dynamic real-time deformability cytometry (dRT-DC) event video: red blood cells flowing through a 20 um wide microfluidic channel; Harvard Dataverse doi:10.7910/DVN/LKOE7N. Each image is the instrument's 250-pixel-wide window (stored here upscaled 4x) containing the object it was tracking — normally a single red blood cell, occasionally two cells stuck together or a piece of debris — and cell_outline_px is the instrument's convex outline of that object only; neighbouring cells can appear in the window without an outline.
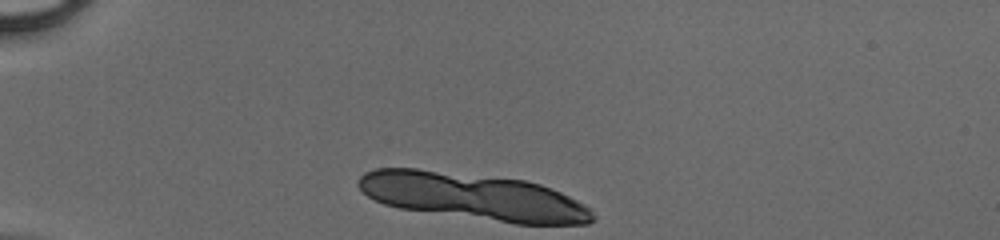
{"species": "human", "species_latin": "Homo sapiens", "temperature_condition": "cold", "stored_images_in_passage": 5, "camera_frame_rate_fps": 3000, "um_per_image_px": 0.085, "donor": {"sex": "male"}, "frame": {"image": 1, "passage_image": 1, "time_ms": 0.0, "image_size_px": [1000, 240], "cell_outline_px": [[596, 220], [588, 224], [516, 224], [400, 208], [384, 204], [368, 196], [356, 184], [360, 176], [364, 172], [376, 168], [416, 168], [524, 180], [540, 184], [560, 192], [584, 204], [596, 216]], "centroid_in_image_um": [40.23, 16.71], "position_along_channel_um": 44.8, "area_um2": 63.75}}